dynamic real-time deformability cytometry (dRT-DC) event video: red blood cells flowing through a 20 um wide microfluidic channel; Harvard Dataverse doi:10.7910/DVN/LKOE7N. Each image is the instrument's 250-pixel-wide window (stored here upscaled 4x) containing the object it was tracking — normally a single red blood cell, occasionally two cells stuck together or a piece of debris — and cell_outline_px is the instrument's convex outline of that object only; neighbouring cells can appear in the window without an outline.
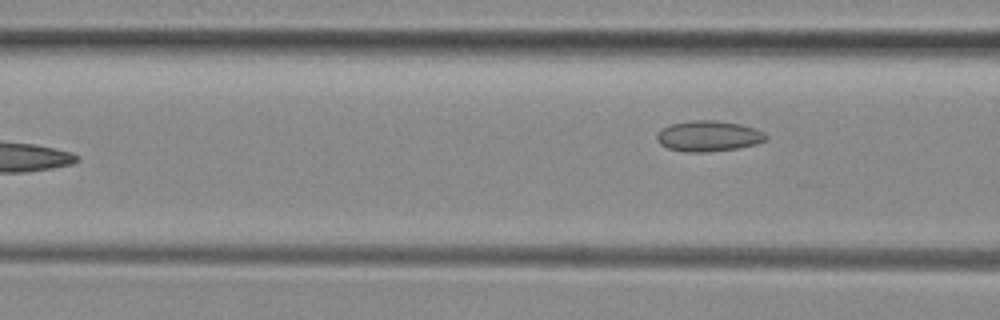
{"species": "common noctule bat (a hibernating species)", "species_latin": "Nyctalus noctula", "temperature_condition": "room temperature", "stored_images_in_passage": 5, "camera_frame_rate_fps": 3000, "um_per_image_px": 0.085, "animal": {"sex": "female", "body_mass_g": 29.2, "forearm_length_mm": 56.3}, "frame": {"image": 1, "passage_image": 5, "time_ms": 1.333, "image_size_px": [1000, 320], "cell_outline_px": [[768, 140], [756, 144], [740, 148], [704, 152], [684, 152], [668, 148], [660, 144], [656, 140], [656, 132], [672, 124], [692, 120], [716, 120], [740, 124], [756, 128], [764, 132], [768, 136]], "centroid_in_image_um": [60.25, 11.57], "position_along_channel_um": 106.4, "area_um2": 19.71}}